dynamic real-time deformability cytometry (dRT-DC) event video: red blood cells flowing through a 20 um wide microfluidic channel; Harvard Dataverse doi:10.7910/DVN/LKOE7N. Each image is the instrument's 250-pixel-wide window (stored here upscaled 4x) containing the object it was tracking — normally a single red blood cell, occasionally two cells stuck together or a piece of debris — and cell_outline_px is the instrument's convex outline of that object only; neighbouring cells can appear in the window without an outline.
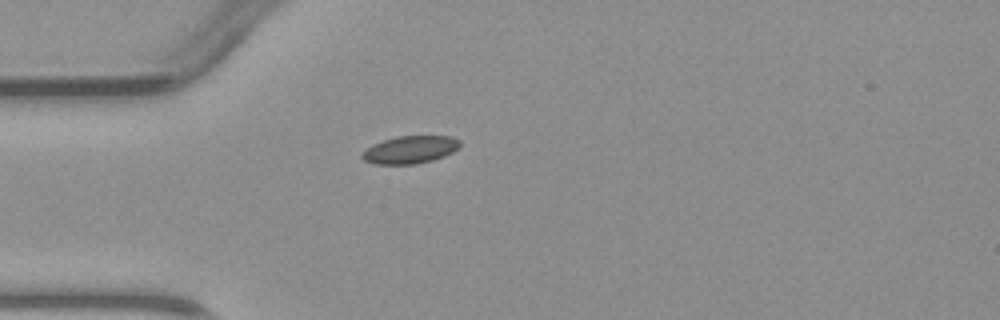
{"species": "common noctule bat (a hibernating species)", "species_latin": "Nyctalus noctula", "temperature_condition": "warm", "stored_images_in_passage": 1, "camera_frame_rate_fps": 3000, "um_per_image_px": 0.085, "animal": {"sex": "male", "body_mass_g": 23.1, "forearm_length_mm": 52.7}, "frame": {"image": 1, "passage_image": 1, "time_ms": 0.0, "image_size_px": [1000, 320], "cell_outline_px": [[460, 148], [444, 156], [432, 160], [416, 164], [372, 164], [364, 160], [360, 156], [372, 144], [396, 136], [452, 136], [460, 140]], "centroid_in_image_um": [34.88, 12.72], "position_along_channel_um": 50.1, "area_um2": 15.78}}